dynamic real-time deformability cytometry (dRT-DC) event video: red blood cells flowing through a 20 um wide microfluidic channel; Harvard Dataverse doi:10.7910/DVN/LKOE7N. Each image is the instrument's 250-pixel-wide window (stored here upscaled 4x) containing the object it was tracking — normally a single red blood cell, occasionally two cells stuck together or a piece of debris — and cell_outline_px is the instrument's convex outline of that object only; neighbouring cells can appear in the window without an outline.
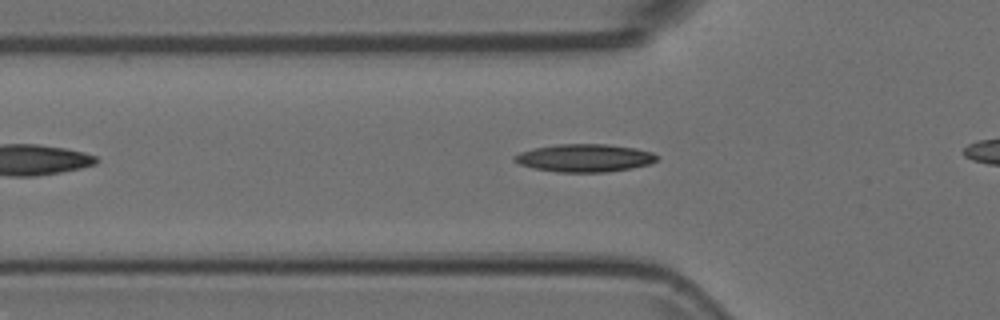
{"species": "Egyptian fruit bat (a non-hibernating species)", "species_latin": "Rousettus aegyptiacus", "temperature_condition": "room temperature", "stored_images_in_passage": 35, "camera_frame_rate_fps": 3000, "um_per_image_px": 0.085, "animal": {"sex": "female"}, "frame": {"image": 1, "passage_image": 9, "time_ms": 2.667, "image_size_px": [1000, 320], "cell_outline_px": [[660, 156], [656, 160], [648, 164], [628, 168], [604, 172], [560, 172], [536, 168], [520, 164], [512, 160], [512, 156], [520, 152], [532, 148], [556, 144], [608, 144], [636, 148], [652, 152]], "centroid_in_image_um": [49.67, 13.41], "position_along_channel_um": 76.1, "area_um2": 23.0}}
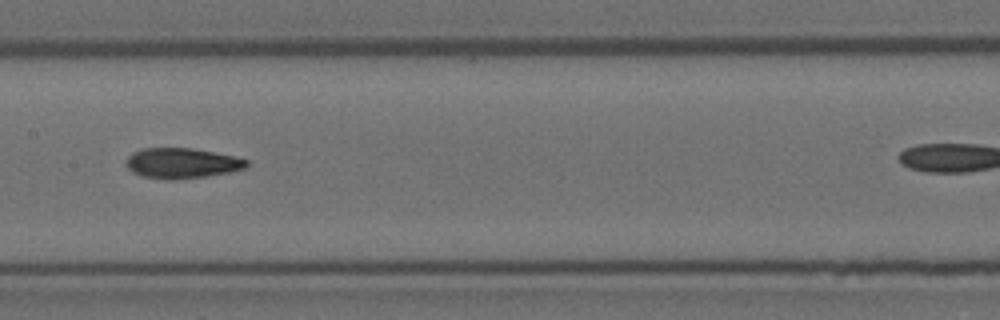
{"frame": {"image": 2, "passage_image": 18, "time_ms": 5.667, "image_size_px": [1000, 320], "cell_outline_px": [[248, 164], [244, 168], [228, 172], [204, 176], [176, 180], [168, 180], [140, 176], [132, 172], [128, 168], [128, 156], [132, 152], [140, 148], [192, 148], [236, 156], [248, 160]], "centroid_in_image_um": [15.44, 13.86], "position_along_channel_um": 192.0, "area_um2": 21.27}}
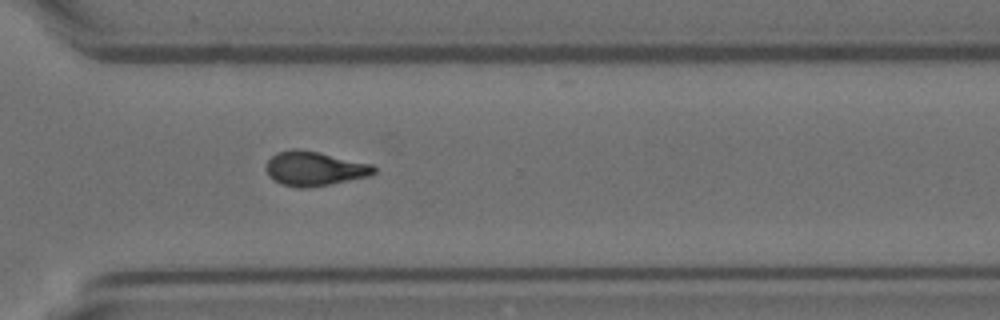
{"frame": {"image": 3, "passage_image": 30, "time_ms": 9.667, "image_size_px": [1000, 320], "cell_outline_px": [[376, 172], [368, 176], [308, 188], [300, 188], [280, 184], [268, 176], [264, 168], [268, 160], [272, 156], [280, 152], [292, 148], [296, 148], [320, 152], [372, 164], [376, 168]], "centroid_in_image_um": [26.69, 14.32], "position_along_channel_um": 343.9, "area_um2": 21.62}}